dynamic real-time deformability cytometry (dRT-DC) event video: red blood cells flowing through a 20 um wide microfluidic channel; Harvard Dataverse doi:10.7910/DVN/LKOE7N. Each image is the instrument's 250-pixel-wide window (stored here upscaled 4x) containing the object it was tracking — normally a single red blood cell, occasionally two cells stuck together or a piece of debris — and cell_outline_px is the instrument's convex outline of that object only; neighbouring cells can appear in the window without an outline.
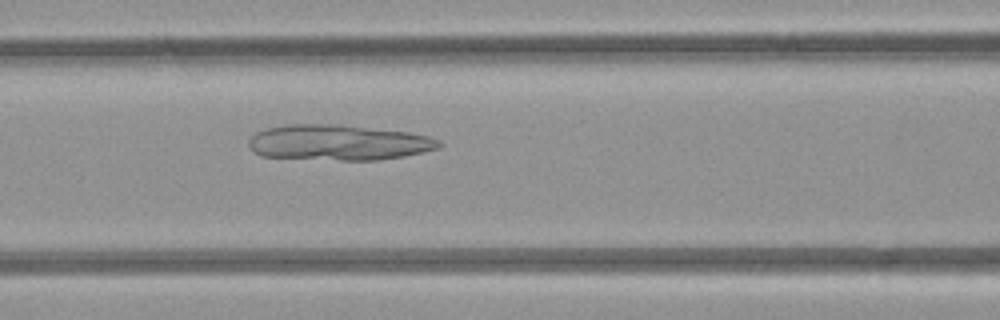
{"species": "common noctule bat (a hibernating species)", "species_latin": "Nyctalus noctula", "temperature_condition": "room temperature", "stored_images_in_passage": 4, "camera_frame_rate_fps": 3000, "um_per_image_px": 0.085, "animal": {"sex": "female", "body_mass_g": 21.9}, "frame": {"image": 1, "passage_image": 4, "time_ms": 3.333, "image_size_px": [1000, 320], "cell_outline_px": [[440, 144], [436, 148], [404, 156], [376, 160], [340, 160], [260, 156], [252, 152], [248, 144], [248, 140], [256, 132], [264, 128], [284, 124], [336, 124], [408, 132], [428, 136], [440, 140]], "centroid_in_image_um": [28.68, 12.11], "position_along_channel_um": 137.9, "area_um2": 39.36}}